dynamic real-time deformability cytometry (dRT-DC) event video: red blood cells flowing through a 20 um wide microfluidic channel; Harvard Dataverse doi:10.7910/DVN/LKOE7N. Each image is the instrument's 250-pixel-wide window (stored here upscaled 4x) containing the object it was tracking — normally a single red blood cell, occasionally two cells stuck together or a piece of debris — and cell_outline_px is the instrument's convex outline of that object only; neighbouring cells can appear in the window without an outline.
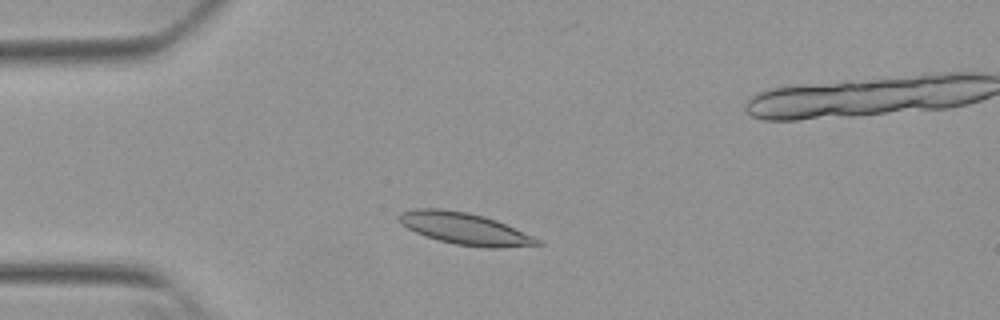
{"species": "Egyptian fruit bat (a non-hibernating species)", "species_latin": "Rousettus aegyptiacus", "temperature_condition": "warm", "stored_images_in_passage": 49, "camera_frame_rate_fps": 3000, "um_per_image_px": 0.085, "animal": {"sex": "female"}, "frame": {"image": 1, "passage_image": 9, "time_ms": 2.667, "image_size_px": [1000, 320], "cell_outline_px": [[544, 244], [496, 248], [488, 248], [456, 244], [424, 236], [408, 228], [400, 220], [400, 212], [416, 208], [440, 208], [468, 212], [484, 216], [496, 220], [532, 236], [540, 240]], "centroid_in_image_um": [39.51, 19.43], "position_along_channel_um": 45.5, "area_um2": 25.26}}
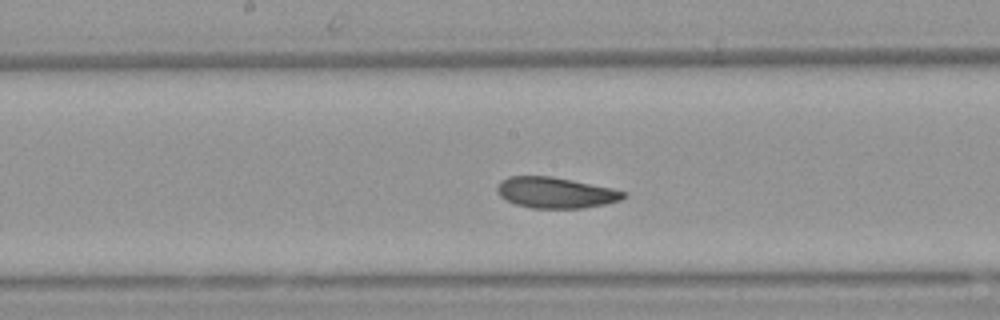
{"frame": {"image": 2, "passage_image": 23, "time_ms": 7.333, "image_size_px": [1000, 320], "cell_outline_px": [[628, 196], [620, 200], [604, 204], [584, 208], [532, 208], [516, 204], [500, 196], [496, 188], [508, 176], [552, 176], [612, 188], [628, 192]], "centroid_in_image_um": [47.28, 16.38], "position_along_channel_um": 200.9, "area_um2": 22.6}}
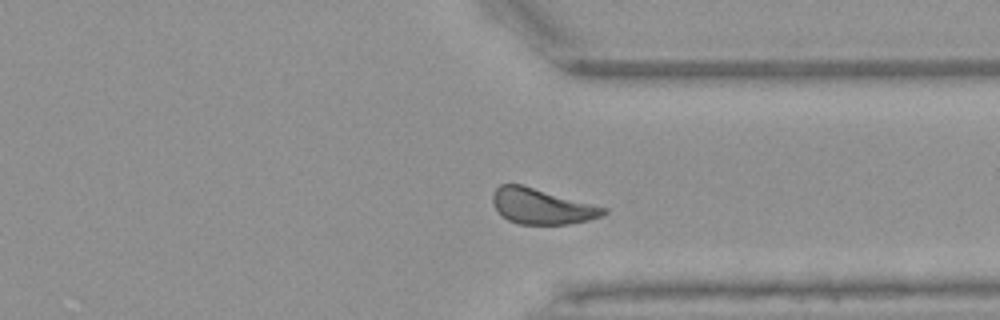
{"frame": {"image": 3, "passage_image": 36, "time_ms": 11.667, "image_size_px": [1000, 320], "cell_outline_px": [[608, 212], [604, 216], [588, 220], [568, 224], [520, 224], [508, 220], [492, 204], [492, 192], [500, 184], [520, 184], [608, 208]], "centroid_in_image_um": [46.06, 17.54], "position_along_channel_um": 365.3, "area_um2": 22.83}, "authors_computed_cell_mechanics": {"area_um2": 23.12, "velocity_mm_per_s": 3.7818, "shape_relaxation_time_tau1_ms": 4.6146, "shape_relaxation_time_tau2_ms": 2.6213, "deformation_change_tau1": 0.129, "deformation_change_tau2": 0.0762}}